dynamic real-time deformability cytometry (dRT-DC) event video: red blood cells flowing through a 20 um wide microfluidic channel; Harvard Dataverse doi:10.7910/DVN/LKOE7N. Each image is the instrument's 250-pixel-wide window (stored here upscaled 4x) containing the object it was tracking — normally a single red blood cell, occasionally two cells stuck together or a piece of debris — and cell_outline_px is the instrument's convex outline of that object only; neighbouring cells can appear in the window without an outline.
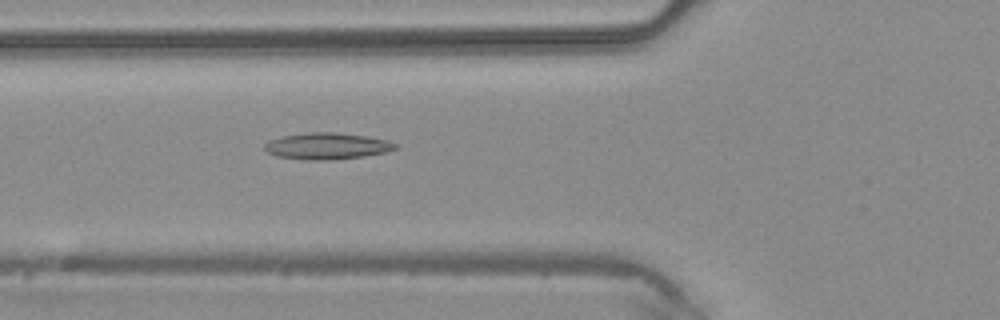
{"species": "common noctule bat (a hibernating species)", "species_latin": "Nyctalus noctula", "temperature_condition": "warm", "stored_images_in_passage": 45, "camera_frame_rate_fps": 3000, "um_per_image_px": 0.085, "animal": {"sex": "male", "body_mass_g": 20.4}, "frame": {"image": 1, "passage_image": 16, "time_ms": 5.0, "image_size_px": [1000, 320], "cell_outline_px": [[400, 148], [384, 152], [364, 156], [324, 160], [304, 160], [280, 156], [268, 152], [264, 148], [264, 144], [268, 140], [284, 136], [304, 132], [336, 132], [364, 136], [384, 140], [400, 144]], "centroid_in_image_um": [27.8, 12.41], "position_along_channel_um": 98.0, "area_um2": 20.06}}
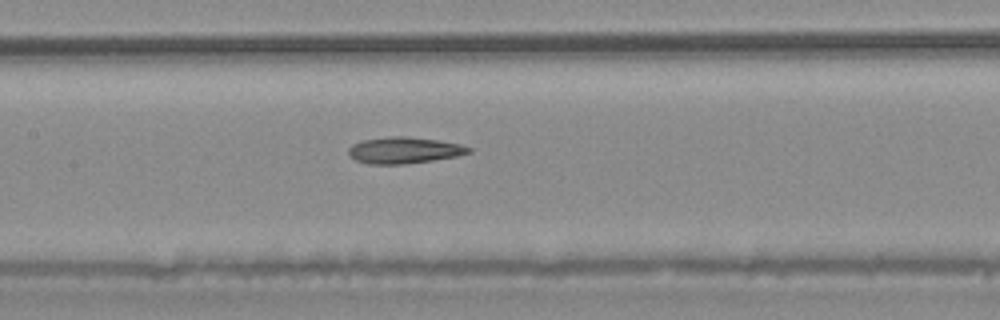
{"frame": {"image": 2, "passage_image": 21, "time_ms": 6.667, "image_size_px": [1000, 320], "cell_outline_px": [[472, 152], [456, 156], [432, 160], [404, 164], [368, 164], [356, 160], [348, 152], [348, 148], [352, 144], [364, 140], [388, 136], [408, 136], [436, 140], [460, 144], [472, 148]], "centroid_in_image_um": [34.35, 12.77], "position_along_channel_um": 173.0, "area_um2": 18.38}}
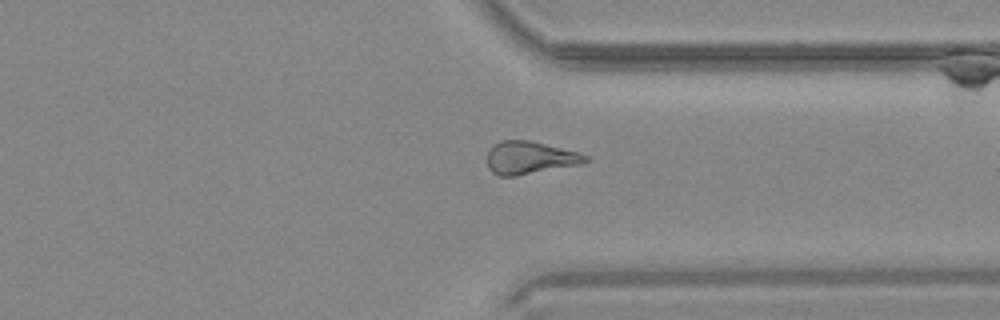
{"frame": {"image": 3, "passage_image": 34, "time_ms": 11.0, "image_size_px": [1000, 320], "cell_outline_px": [[592, 160], [584, 164], [516, 176], [496, 176], [488, 168], [488, 152], [500, 140], [532, 140], [576, 152], [588, 156]], "centroid_in_image_um": [45.07, 13.42], "position_along_channel_um": 366.3, "area_um2": 18.9}}